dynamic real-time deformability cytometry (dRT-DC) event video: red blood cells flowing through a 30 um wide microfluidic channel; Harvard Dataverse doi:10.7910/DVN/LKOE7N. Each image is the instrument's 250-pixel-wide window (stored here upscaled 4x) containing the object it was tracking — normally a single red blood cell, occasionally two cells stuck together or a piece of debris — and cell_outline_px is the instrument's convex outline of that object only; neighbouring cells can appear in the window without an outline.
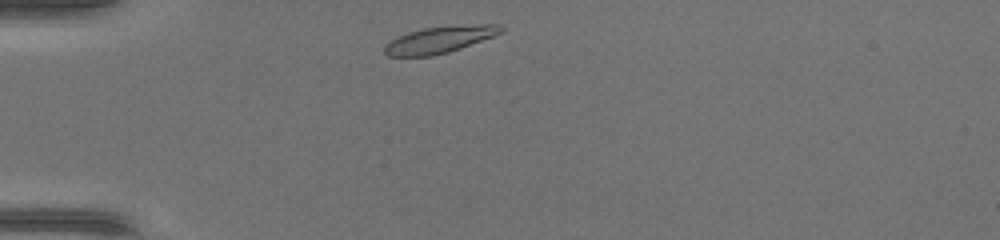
{"species": "common noctule bat (a hibernating species)", "species_latin": "Nyctalus noctula", "temperature_condition": "warm", "stored_images_in_passage": 34, "camera_frame_rate_fps": 3000, "um_per_image_px": 0.085, "animal": {"sex": "female", "body_mass_g": 17.0, "forearm_length_mm": 48.0}, "frame": {"image": 1, "passage_image": 1, "time_ms": 0.0, "image_size_px": [1000, 240], "cell_outline_px": [[504, 32], [496, 36], [448, 52], [432, 56], [388, 56], [384, 52], [384, 44], [408, 32], [424, 28], [480, 24], [500, 24], [504, 28]], "centroid_in_image_um": [37.42, 3.37], "position_along_channel_um": 47.6, "area_um2": 18.03}}
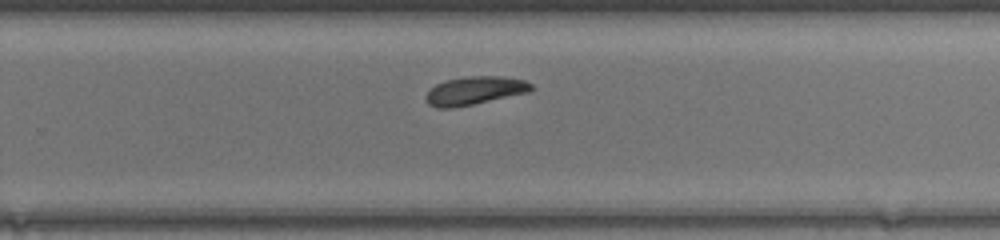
{"frame": {"image": 2, "passage_image": 19, "time_ms": 6.0, "image_size_px": [1000, 240], "cell_outline_px": [[532, 88], [528, 92], [472, 104], [452, 108], [436, 108], [428, 104], [424, 96], [436, 84], [444, 80], [468, 76], [500, 76], [524, 80], [532, 84]], "centroid_in_image_um": [40.3, 7.7], "position_along_channel_um": 289.5, "area_um2": 17.17}}
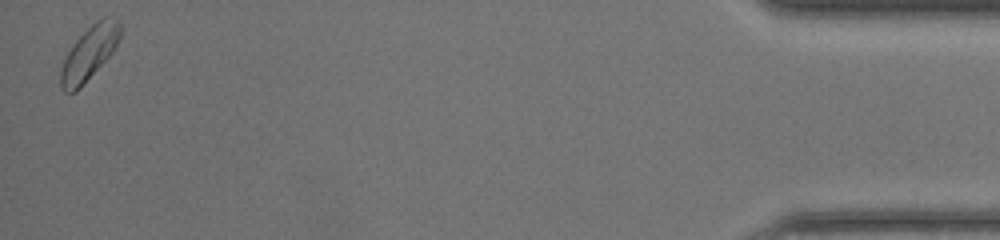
{"frame": {"image": 3, "passage_image": 34, "time_ms": 11.0, "image_size_px": [1000, 240], "cell_outline_px": [[120, 36], [112, 52], [80, 88], [76, 92], [64, 92], [60, 88], [60, 68], [68, 52], [76, 40], [96, 20], [104, 16], [116, 16], [120, 20]], "centroid_in_image_um": [7.58, 4.49], "position_along_channel_um": 427.6, "area_um2": 18.5}}